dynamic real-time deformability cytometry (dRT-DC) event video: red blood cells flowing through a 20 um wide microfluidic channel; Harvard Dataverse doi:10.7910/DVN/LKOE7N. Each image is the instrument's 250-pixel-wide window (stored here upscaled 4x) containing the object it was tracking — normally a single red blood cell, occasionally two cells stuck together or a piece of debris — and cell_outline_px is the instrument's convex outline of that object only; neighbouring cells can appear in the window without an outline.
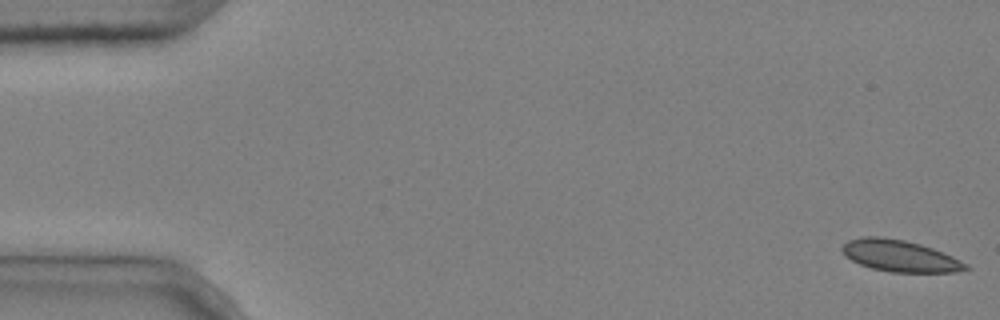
{"species": "common noctule bat (a hibernating species)", "species_latin": "Nyctalus noctula", "temperature_condition": "cold", "stored_images_in_passage": 5, "camera_frame_rate_fps": 3000, "um_per_image_px": 0.085, "animal": {"sex": "male", "body_mass_g": 20.4}, "frame": {"image": 1, "passage_image": 1, "time_ms": 0.0, "image_size_px": [1000, 320], "cell_outline_px": [[972, 268], [956, 272], [892, 272], [872, 268], [860, 264], [852, 260], [840, 248], [848, 240], [864, 236], [880, 236], [904, 240], [920, 244], [932, 248], [952, 256], [968, 264]], "centroid_in_image_um": [76.52, 21.75], "position_along_channel_um": 8.5, "area_um2": 22.6}}